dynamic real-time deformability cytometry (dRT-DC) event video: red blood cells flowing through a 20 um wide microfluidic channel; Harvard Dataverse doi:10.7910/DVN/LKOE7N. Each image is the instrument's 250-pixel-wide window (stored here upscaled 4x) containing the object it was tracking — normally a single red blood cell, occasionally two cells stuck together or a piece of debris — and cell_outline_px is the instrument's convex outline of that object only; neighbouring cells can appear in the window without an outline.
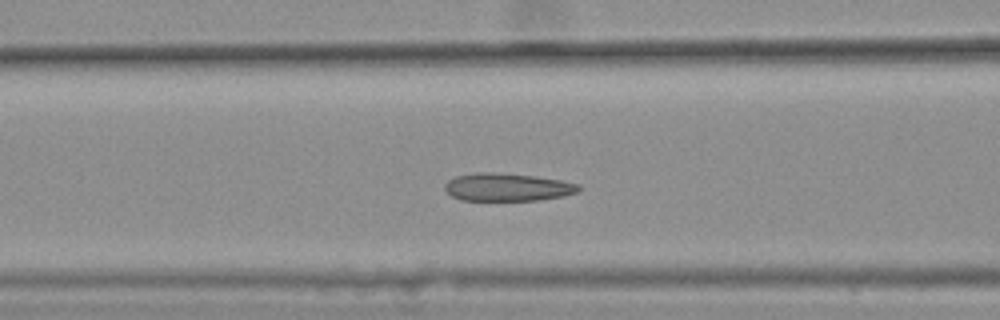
{"species": "common noctule bat (a hibernating species)", "species_latin": "Nyctalus noctula", "temperature_condition": "warm", "stored_images_in_passage": 33, "camera_frame_rate_fps": 3000, "um_per_image_px": 0.085, "animal": {"sex": "female", "body_mass_g": 25.1}, "frame": {"image": 1, "passage_image": 9, "time_ms": 2.667, "image_size_px": [1000, 320], "cell_outline_px": [[580, 188], [576, 192], [564, 196], [536, 200], [460, 200], [452, 196], [444, 188], [444, 184], [448, 180], [456, 176], [476, 172], [492, 172], [532, 176], [560, 180], [580, 184]], "centroid_in_image_um": [43.09, 15.91], "position_along_channel_um": 123.5, "area_um2": 21.56}}
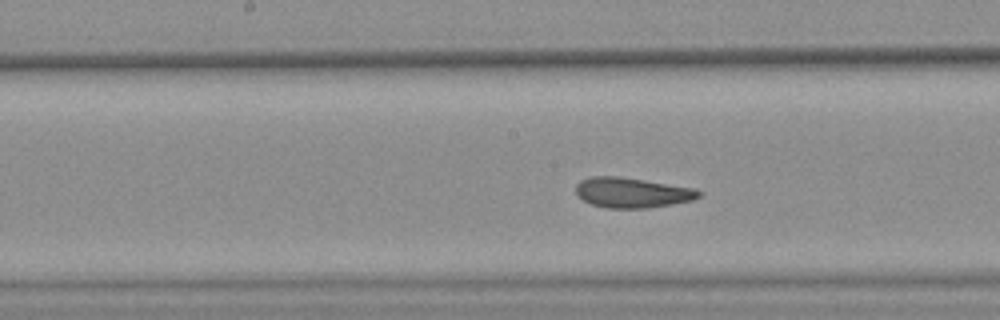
{"frame": {"image": 2, "passage_image": 15, "time_ms": 4.667, "image_size_px": [1000, 320], "cell_outline_px": [[704, 192], [700, 196], [692, 200], [672, 204], [648, 208], [608, 208], [592, 204], [584, 200], [576, 192], [576, 184], [580, 180], [588, 176], [616, 176], [692, 188]], "centroid_in_image_um": [53.7, 16.37], "position_along_channel_um": 194.5, "area_um2": 21.33}}
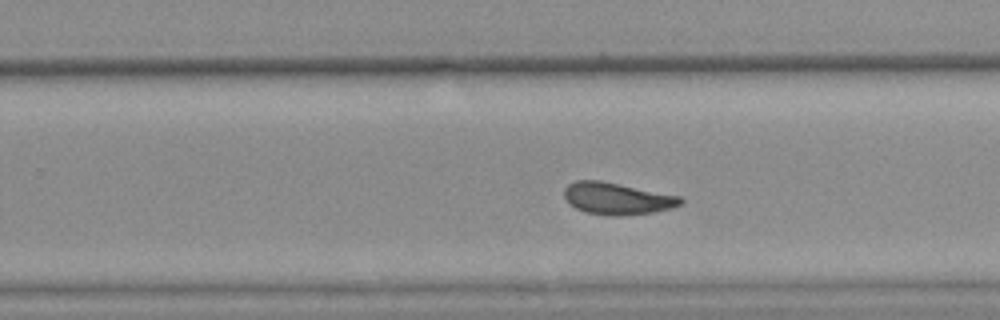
{"frame": {"image": 3, "passage_image": 22, "time_ms": 7.0, "image_size_px": [1000, 320], "cell_outline_px": [[684, 200], [680, 204], [672, 208], [652, 212], [620, 216], [612, 216], [584, 212], [568, 204], [564, 196], [564, 188], [568, 184], [576, 180], [600, 180], [680, 196]], "centroid_in_image_um": [52.41, 16.87], "position_along_channel_um": 277.4, "area_um2": 21.68}, "authors_computed_cell_mechanics": {"area_um2": 21.4438, "velocity_mm_per_s": 3.5653, "shape_relaxation_time_tau1_ms": 9.6642, "shape_relaxation_time_tau2_ms": 2.0164, "deformation_change_tau1": 0.1656, "deformation_change_tau2": 0.0838}}